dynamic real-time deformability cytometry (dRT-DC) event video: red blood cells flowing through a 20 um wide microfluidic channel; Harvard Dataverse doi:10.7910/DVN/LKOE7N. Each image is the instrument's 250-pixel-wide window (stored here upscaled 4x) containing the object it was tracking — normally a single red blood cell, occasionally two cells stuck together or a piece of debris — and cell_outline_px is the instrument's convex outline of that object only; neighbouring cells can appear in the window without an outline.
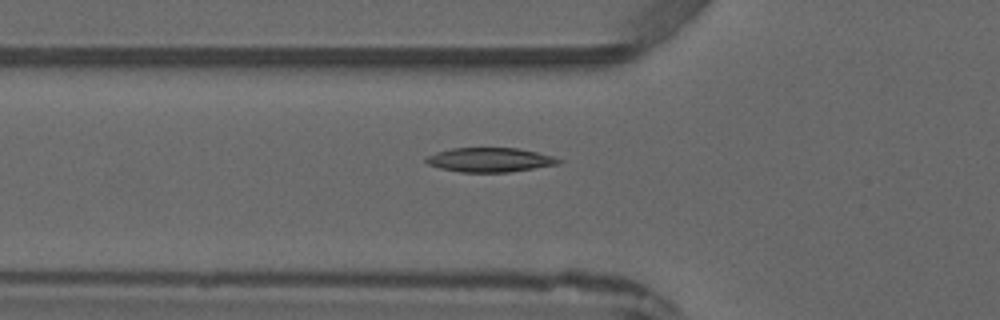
{"species": "common noctule bat (a hibernating species)", "species_latin": "Nyctalus noctula", "temperature_condition": "warm", "stored_images_in_passage": 4, "camera_frame_rate_fps": 3000, "um_per_image_px": 0.085, "animal": {"sex": "male", "forearm_length_mm": 52.5}, "frame": {"image": 1, "passage_image": 4, "time_ms": 4.667, "image_size_px": [1000, 320], "cell_outline_px": [[564, 160], [556, 164], [508, 172], [460, 172], [440, 168], [428, 164], [424, 160], [424, 156], [436, 152], [452, 148], [520, 148], [552, 156]], "centroid_in_image_um": [41.58, 13.58], "position_along_channel_um": 84.2, "area_um2": 18.67}}